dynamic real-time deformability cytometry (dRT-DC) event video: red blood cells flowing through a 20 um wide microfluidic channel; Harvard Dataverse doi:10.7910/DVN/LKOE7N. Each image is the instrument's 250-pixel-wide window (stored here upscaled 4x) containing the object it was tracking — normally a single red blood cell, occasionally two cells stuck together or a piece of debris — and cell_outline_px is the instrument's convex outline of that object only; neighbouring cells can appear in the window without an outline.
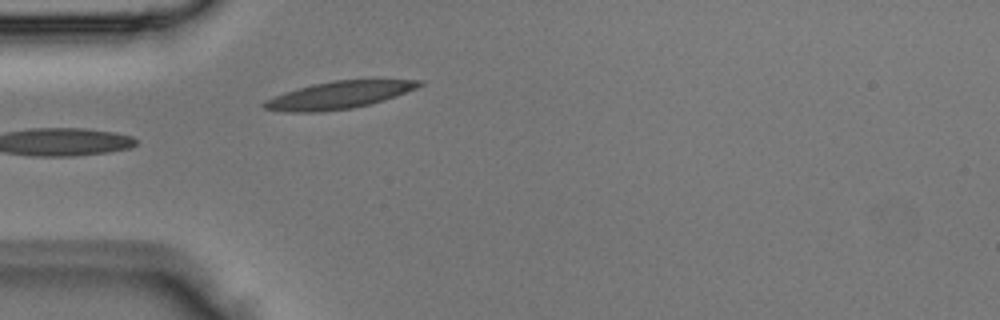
{"species": "Egyptian fruit bat (a non-hibernating species)", "species_latin": "Rousettus aegyptiacus", "temperature_condition": "room temperature", "stored_images_in_passage": 3, "camera_frame_rate_fps": 3000, "um_per_image_px": 0.085, "animal": {"sex": "male"}, "frame": {"image": 1, "passage_image": 3, "time_ms": 0.667, "image_size_px": [1000, 320], "cell_outline_px": [[424, 84], [416, 88], [384, 100], [352, 108], [320, 112], [284, 112], [264, 108], [260, 104], [264, 100], [284, 92], [312, 84], [336, 80], [424, 80]], "centroid_in_image_um": [28.75, 8.08], "position_along_channel_um": 56.2, "area_um2": 24.57}}